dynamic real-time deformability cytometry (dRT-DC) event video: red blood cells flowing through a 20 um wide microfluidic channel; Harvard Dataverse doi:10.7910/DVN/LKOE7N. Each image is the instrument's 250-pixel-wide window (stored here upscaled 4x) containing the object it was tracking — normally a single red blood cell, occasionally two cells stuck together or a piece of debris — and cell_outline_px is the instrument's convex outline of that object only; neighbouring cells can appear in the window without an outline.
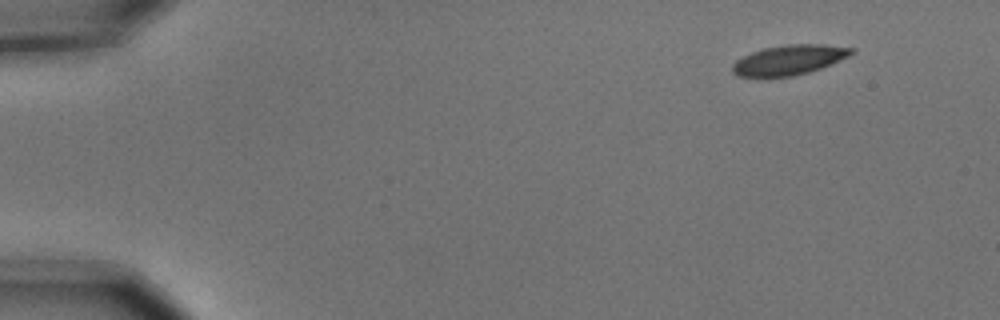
{"species": "common noctule bat (a hibernating species)", "species_latin": "Nyctalus noctula", "temperature_condition": "cold", "stored_images_in_passage": 4, "camera_frame_rate_fps": 3000, "um_per_image_px": 0.085, "animal": {"sex": "male", "body_mass_g": 15.6}, "frame": {"image": 1, "passage_image": 1, "time_ms": 0.0, "image_size_px": [1000, 320], "cell_outline_px": [[856, 52], [848, 56], [820, 68], [808, 72], [792, 76], [736, 76], [732, 72], [732, 64], [736, 60], [752, 52], [764, 48], [788, 44], [824, 44], [856, 48]], "centroid_in_image_um": [67.09, 5.08], "position_along_channel_um": 17.9, "area_um2": 20.52}}
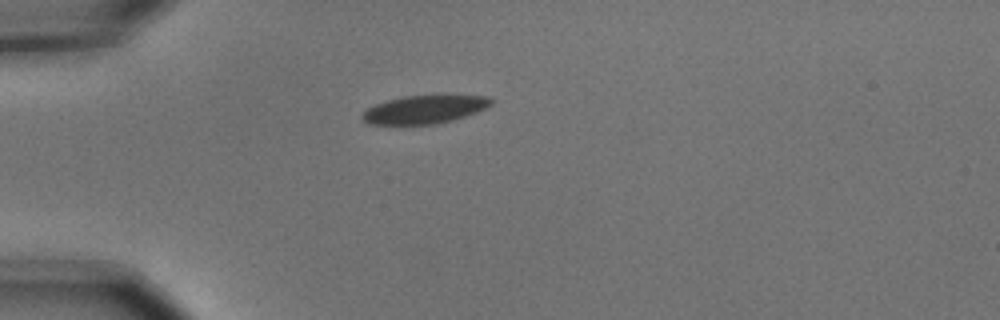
{"frame": {"image": 2, "passage_image": 4, "time_ms": 1.0, "image_size_px": [1000, 320], "cell_outline_px": [[496, 100], [492, 104], [476, 112], [452, 120], [436, 124], [368, 124], [360, 116], [368, 108], [376, 104], [388, 100], [404, 96], [440, 92], [488, 96]], "centroid_in_image_um": [36.18, 9.24], "position_along_channel_um": 48.8, "area_um2": 22.02}}